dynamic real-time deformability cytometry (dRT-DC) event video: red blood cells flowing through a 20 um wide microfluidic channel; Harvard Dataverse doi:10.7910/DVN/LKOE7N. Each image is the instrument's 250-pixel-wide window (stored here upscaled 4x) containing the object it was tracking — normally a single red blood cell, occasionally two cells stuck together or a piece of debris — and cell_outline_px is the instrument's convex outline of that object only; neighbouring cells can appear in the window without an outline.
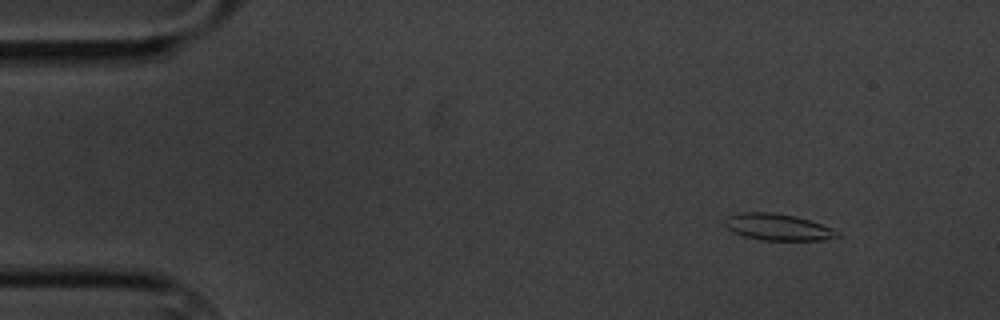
{"species": "common noctule bat (a hibernating species)", "species_latin": "Nyctalus noctula", "temperature_condition": "cold", "stored_images_in_passage": 5, "camera_frame_rate_fps": 3000, "um_per_image_px": 0.085, "animal": {"sex": "male", "body_mass_g": 20.1, "forearm_length_mm": 53.5}, "frame": {"image": 1, "passage_image": 2, "time_ms": 2.0, "image_size_px": [1000, 320], "cell_outline_px": [[840, 236], [820, 240], [764, 240], [744, 236], [728, 228], [724, 224], [724, 220], [728, 216], [740, 212], [772, 212], [796, 216], [832, 228], [840, 232]], "centroid_in_image_um": [66.12, 19.29], "position_along_channel_um": 18.9, "area_um2": 17.22}}